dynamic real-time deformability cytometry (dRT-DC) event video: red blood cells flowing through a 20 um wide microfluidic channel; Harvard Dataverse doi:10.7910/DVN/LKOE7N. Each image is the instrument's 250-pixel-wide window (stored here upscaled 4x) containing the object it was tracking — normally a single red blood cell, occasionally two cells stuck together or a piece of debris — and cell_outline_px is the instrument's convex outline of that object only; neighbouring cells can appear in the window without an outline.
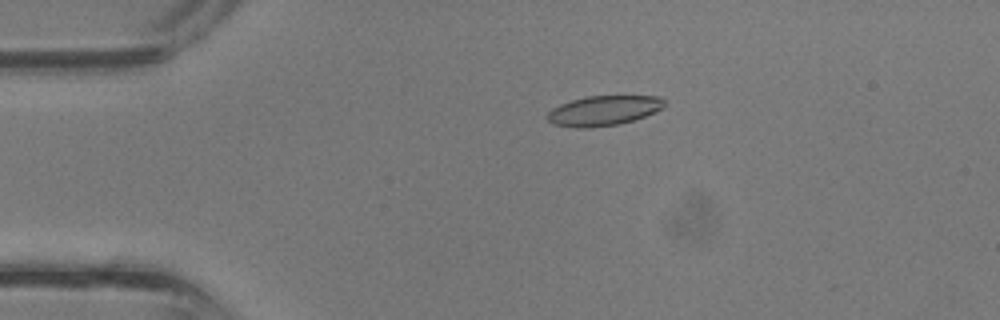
{"species": "common noctule bat (a hibernating species)", "species_latin": "Nyctalus noctula", "temperature_condition": "room temperature", "stored_images_in_passage": 35, "camera_frame_rate_fps": 3000, "um_per_image_px": 0.085, "animal": {"sex": "male", "body_mass_g": 13.3}, "frame": {"image": 1, "passage_image": 5, "time_ms": 1.333, "image_size_px": [1000, 320], "cell_outline_px": [[664, 108], [644, 116], [620, 124], [588, 128], [580, 128], [552, 124], [548, 120], [548, 112], [552, 108], [560, 104], [572, 100], [588, 96], [660, 96], [664, 100]], "centroid_in_image_um": [51.3, 9.4], "position_along_channel_um": 33.7, "area_um2": 20.29}}
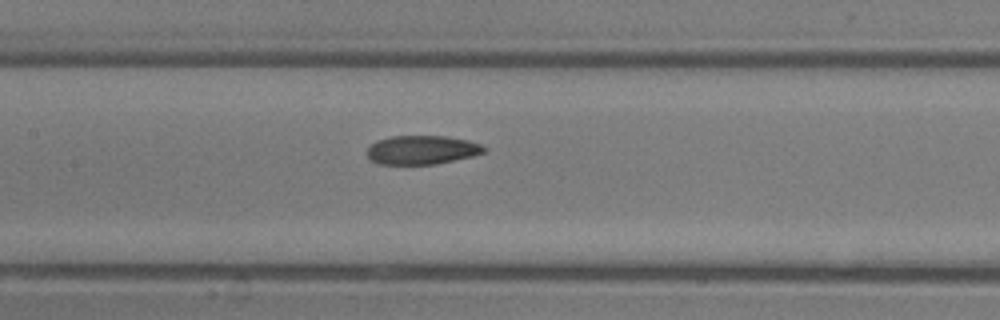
{"frame": {"image": 2, "passage_image": 15, "time_ms": 4.667, "image_size_px": [1000, 320], "cell_outline_px": [[488, 148], [484, 152], [472, 156], [436, 164], [376, 164], [368, 156], [368, 148], [376, 140], [392, 136], [444, 136], [468, 140], [480, 144]], "centroid_in_image_um": [35.87, 12.74], "position_along_channel_um": 171.5, "area_um2": 19.59}}
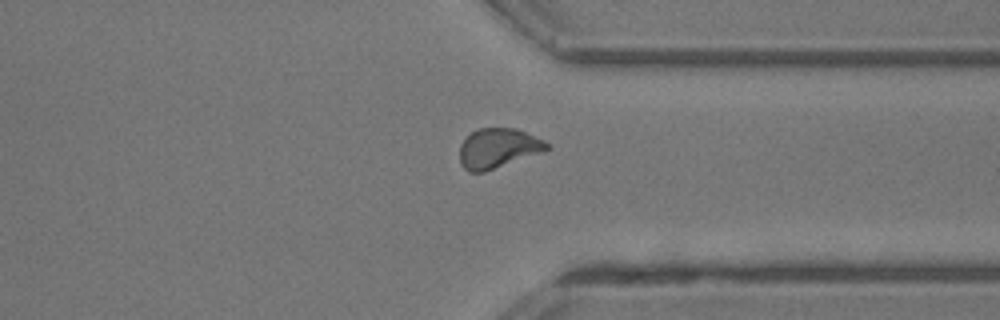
{"frame": {"image": 3, "passage_image": 26, "time_ms": 8.333, "image_size_px": [1000, 320], "cell_outline_px": [[552, 148], [544, 152], [484, 172], [468, 172], [460, 164], [460, 144], [472, 132], [480, 128], [516, 128], [544, 140]], "centroid_in_image_um": [42.36, 12.61], "position_along_channel_um": 369.0, "area_um2": 20.29}}